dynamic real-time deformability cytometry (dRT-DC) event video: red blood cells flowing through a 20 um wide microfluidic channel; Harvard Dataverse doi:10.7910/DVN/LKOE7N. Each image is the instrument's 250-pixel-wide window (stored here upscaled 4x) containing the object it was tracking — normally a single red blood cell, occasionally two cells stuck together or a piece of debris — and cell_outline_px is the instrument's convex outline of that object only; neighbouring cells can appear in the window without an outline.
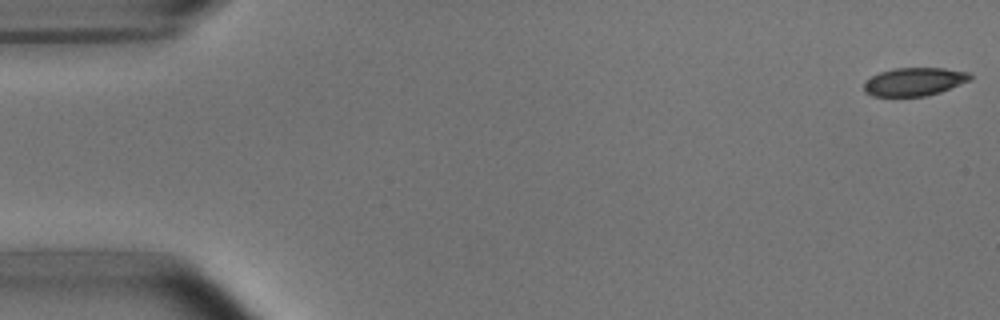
{"species": "common noctule bat (a hibernating species)", "species_latin": "Nyctalus noctula", "temperature_condition": "room temperature", "stored_images_in_passage": 52, "camera_frame_rate_fps": 3000, "um_per_image_px": 0.085, "animal": {"sex": "male", "body_mass_g": 15.6}, "frame": {"image": 1, "passage_image": 1, "time_ms": 0.0, "image_size_px": [1000, 320], "cell_outline_px": [[972, 76], [968, 80], [940, 92], [924, 96], [872, 96], [864, 92], [864, 80], [880, 72], [896, 68], [944, 68], [968, 72]], "centroid_in_image_um": [77.66, 6.94], "position_along_channel_um": 7.3, "area_um2": 17.28}}
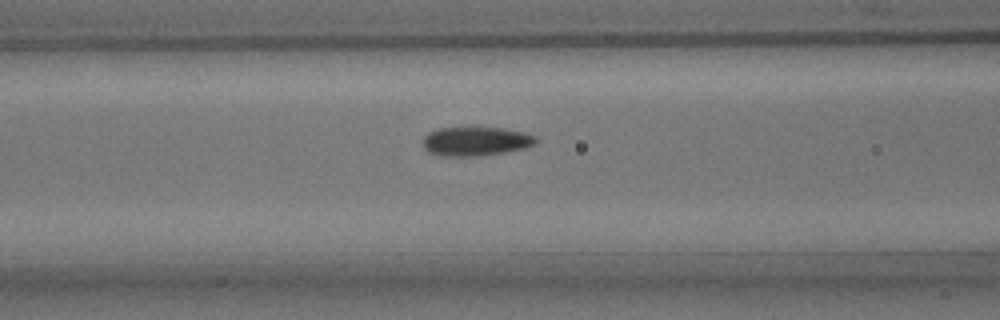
{"frame": {"image": 2, "passage_image": 21, "time_ms": 6.667, "image_size_px": [1000, 320], "cell_outline_px": [[540, 140], [536, 144], [524, 148], [504, 152], [480, 156], [440, 156], [428, 152], [424, 148], [424, 136], [428, 132], [436, 128], [504, 128], [524, 132], [536, 136]], "centroid_in_image_um": [40.46, 12.01], "position_along_channel_um": 126.1, "area_um2": 19.25}}
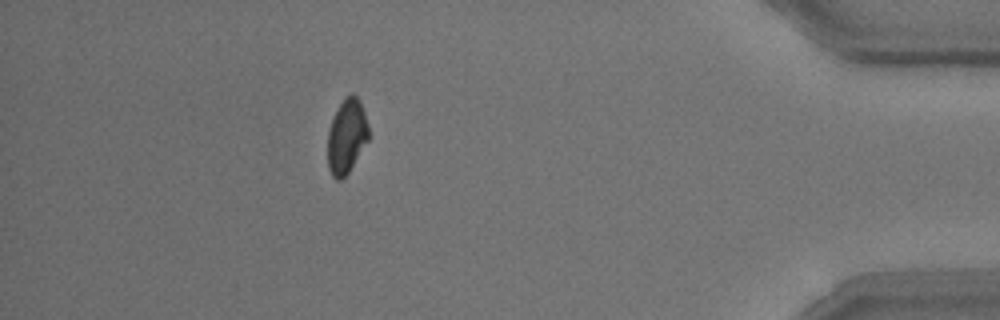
{"frame": {"image": 3, "passage_image": 47, "time_ms": 15.333, "image_size_px": [1000, 320], "cell_outline_px": [[368, 140], [348, 172], [340, 180], [336, 180], [332, 176], [328, 168], [328, 132], [332, 120], [344, 96], [352, 92], [360, 100], [368, 124]], "centroid_in_image_um": [29.46, 11.56], "position_along_channel_um": 405.7, "area_um2": 17.57}, "authors_computed_cell_mechanics": {"area_um2": 18.9295, "velocity_mm_per_s": 3.7927, "shape_relaxation_time_tau1_ms": 2.6732, "shape_relaxation_time_tau2_ms": 2.6974, "deformation_change_tau1": 0.1182, "deformation_change_tau2": 0.0819}}